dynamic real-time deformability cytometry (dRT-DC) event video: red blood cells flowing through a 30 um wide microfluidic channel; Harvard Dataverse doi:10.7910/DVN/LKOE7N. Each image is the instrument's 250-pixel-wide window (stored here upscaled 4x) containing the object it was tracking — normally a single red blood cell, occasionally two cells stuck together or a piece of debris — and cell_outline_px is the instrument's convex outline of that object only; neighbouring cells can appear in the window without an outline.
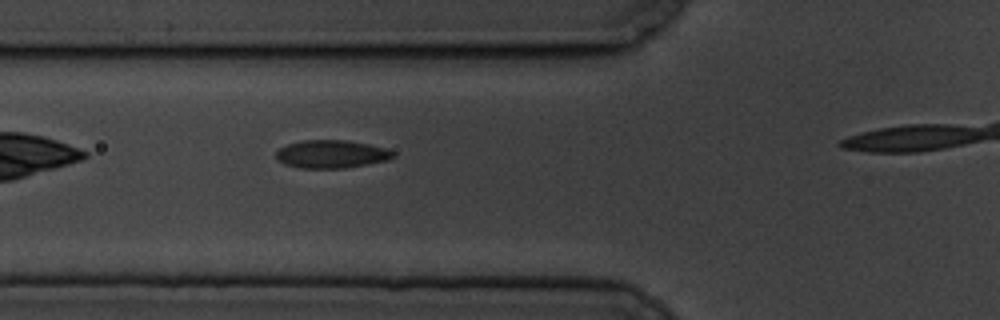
{"species": "common noctule bat (a hibernating species)", "species_latin": "Nyctalus noctula", "temperature_condition": "cold", "stored_images_in_passage": 5, "camera_frame_rate_fps": 3000, "um_per_image_px": 0.085, "animal": {"sex": "male", "body_mass_g": 19.5, "forearm_length_mm": 54.6}, "frame": {"image": 1, "passage_image": 4, "time_ms": 3.333, "image_size_px": [1000, 320], "cell_outline_px": [[396, 156], [388, 160], [368, 164], [344, 168], [300, 168], [284, 164], [276, 160], [276, 152], [280, 148], [288, 144], [304, 140], [348, 140], [388, 148], [396, 152]], "centroid_in_image_um": [28.21, 13.1], "position_along_channel_um": 97.6, "area_um2": 19.31}}